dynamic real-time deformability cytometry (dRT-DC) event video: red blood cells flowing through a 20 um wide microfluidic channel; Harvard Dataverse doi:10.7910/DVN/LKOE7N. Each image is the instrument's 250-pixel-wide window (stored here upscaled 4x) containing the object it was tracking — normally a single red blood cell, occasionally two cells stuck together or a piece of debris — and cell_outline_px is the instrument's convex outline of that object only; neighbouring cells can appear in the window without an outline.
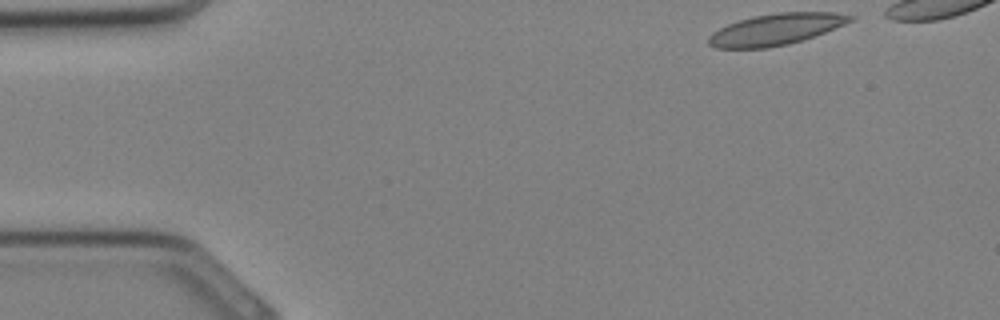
{"species": "Egyptian fruit bat (a non-hibernating species)", "species_latin": "Rousettus aegyptiacus", "temperature_condition": "cold", "stored_images_in_passage": 7, "camera_frame_rate_fps": 3000, "um_per_image_px": 0.085, "animal": {"sex": "female"}, "frame": {"image": 1, "passage_image": 1, "time_ms": 0.0, "image_size_px": [1000, 320], "cell_outline_px": [[856, 20], [824, 32], [788, 44], [768, 48], [716, 48], [708, 44], [708, 36], [712, 32], [728, 24], [740, 20], [756, 16], [780, 12], [836, 12], [856, 16]], "centroid_in_image_um": [65.97, 2.49], "position_along_channel_um": 19.0, "area_um2": 25.72}}
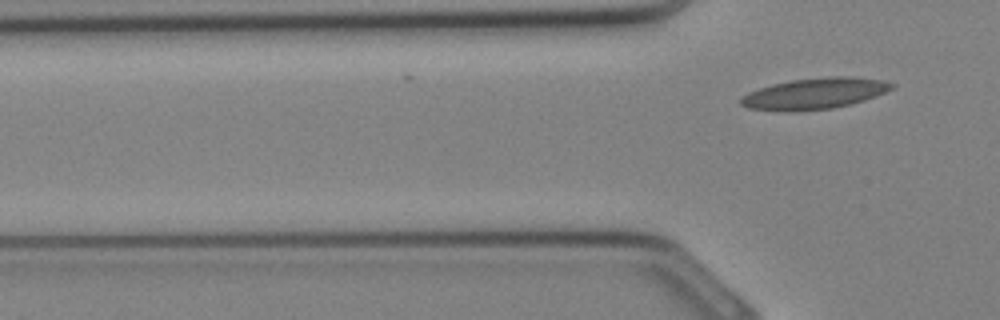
{"frame": {"image": 2, "passage_image": 7, "time_ms": 2.0, "image_size_px": [1000, 320], "cell_outline_px": [[896, 84], [892, 88], [876, 96], [864, 100], [832, 108], [796, 112], [784, 112], [748, 108], [740, 104], [740, 100], [748, 92], [772, 84], [792, 80], [828, 76], [848, 76], [880, 80]], "centroid_in_image_um": [69.21, 7.96], "position_along_channel_um": 56.6, "area_um2": 27.28}}